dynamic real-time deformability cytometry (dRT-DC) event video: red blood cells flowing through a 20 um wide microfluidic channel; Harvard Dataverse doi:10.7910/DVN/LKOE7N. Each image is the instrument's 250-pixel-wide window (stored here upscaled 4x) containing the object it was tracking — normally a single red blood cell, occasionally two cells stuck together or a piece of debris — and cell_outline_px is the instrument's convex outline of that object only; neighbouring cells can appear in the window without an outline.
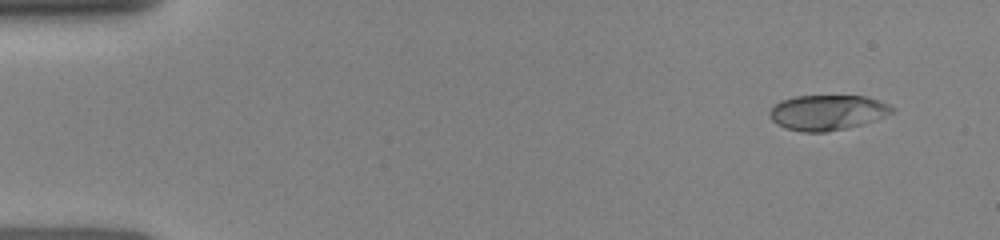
{"species": "human", "species_latin": "Homo sapiens", "temperature_condition": "room temperature", "stored_images_in_passage": 6, "camera_frame_rate_fps": 3000, "um_per_image_px": 0.085, "donor": {"sex": "female"}, "frame": {"image": 1, "passage_image": 2, "time_ms": 1.0, "image_size_px": [1000, 240], "cell_outline_px": [[896, 108], [892, 112], [884, 116], [864, 124], [848, 128], [824, 132], [800, 132], [784, 128], [776, 124], [768, 116], [768, 112], [780, 100], [796, 96], [864, 96], [880, 100]], "centroid_in_image_um": [70.31, 9.57], "position_along_channel_um": 14.7, "area_um2": 25.32}}
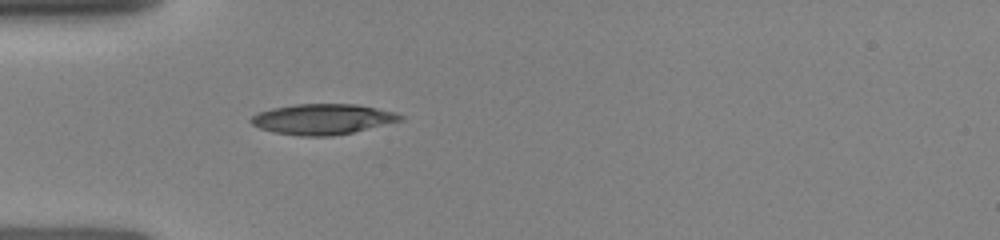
{"frame": {"image": 2, "passage_image": 6, "time_ms": 4.667, "image_size_px": [1000, 240], "cell_outline_px": [[404, 120], [352, 132], [332, 136], [300, 136], [272, 132], [260, 128], [252, 124], [248, 120], [252, 116], [260, 112], [272, 108], [296, 104], [356, 104], [376, 108], [392, 112], [404, 116]], "centroid_in_image_um": [27.4, 10.13], "position_along_channel_um": 57.6, "area_um2": 26.41}}